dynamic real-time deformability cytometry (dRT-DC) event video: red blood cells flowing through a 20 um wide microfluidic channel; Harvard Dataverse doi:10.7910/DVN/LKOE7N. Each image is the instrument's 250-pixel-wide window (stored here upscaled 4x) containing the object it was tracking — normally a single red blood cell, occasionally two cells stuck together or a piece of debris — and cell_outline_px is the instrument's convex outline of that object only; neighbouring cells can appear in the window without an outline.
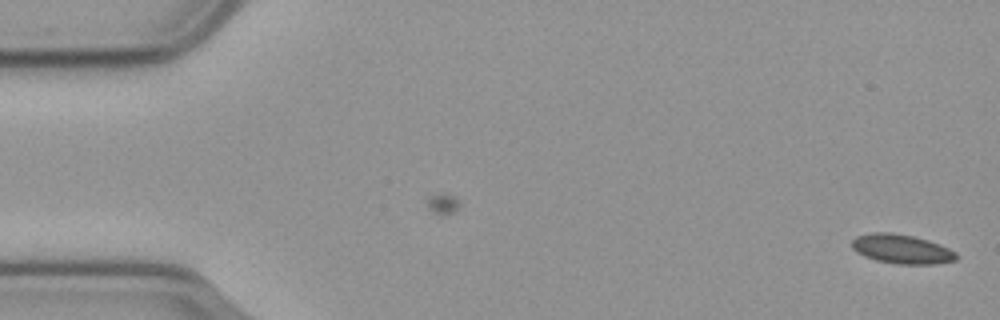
{"species": "common noctule bat (a hibernating species)", "species_latin": "Nyctalus noctula", "temperature_condition": "cold", "stored_images_in_passage": 57, "camera_frame_rate_fps": 3000, "um_per_image_px": 0.085, "animal": {"sex": "male", "body_mass_g": 23.1, "forearm_length_mm": 52.7}, "frame": {"image": 1, "passage_image": 1, "time_ms": 0.0, "image_size_px": [1000, 320], "cell_outline_px": [[956, 260], [936, 264], [896, 264], [876, 260], [864, 256], [856, 252], [852, 248], [852, 240], [856, 236], [872, 232], [892, 232], [912, 236], [928, 240], [940, 244], [956, 252]], "centroid_in_image_um": [76.62, 21.16], "position_along_channel_um": 8.4, "area_um2": 17.86}}
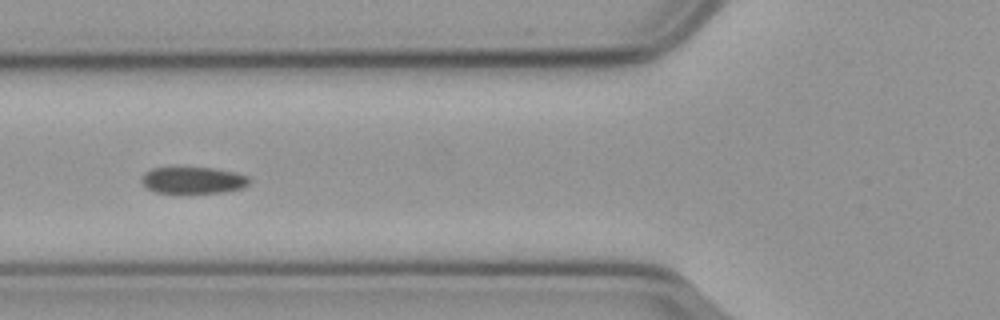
{"frame": {"image": 2, "passage_image": 21, "time_ms": 6.667, "image_size_px": [1000, 320], "cell_outline_px": [[252, 180], [244, 188], [224, 192], [180, 196], [156, 192], [148, 188], [140, 180], [144, 172], [152, 168], [212, 168], [236, 172], [248, 176]], "centroid_in_image_um": [16.42, 15.37], "position_along_channel_um": 109.4, "area_um2": 17.57}}
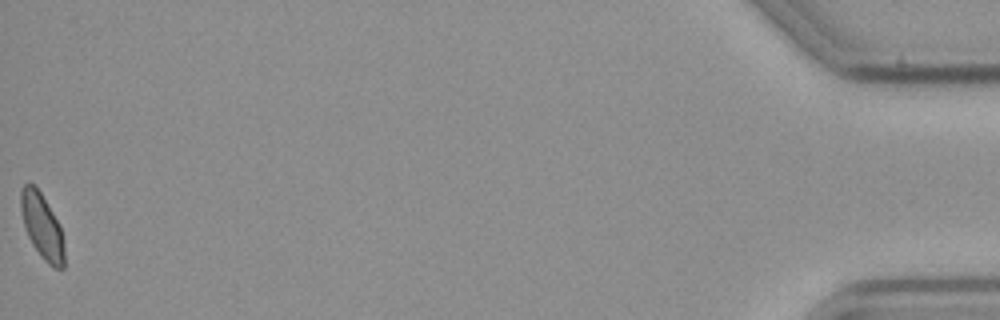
{"frame": {"image": 3, "passage_image": 57, "time_ms": 18.667, "image_size_px": [1000, 320], "cell_outline_px": [[64, 268], [52, 268], [40, 256], [32, 244], [24, 228], [20, 208], [20, 188], [28, 180], [40, 192], [60, 224], [64, 240]], "centroid_in_image_um": [3.56, 19.23], "position_along_channel_um": 431.6, "area_um2": 16.82}, "authors_computed_cell_mechanics": {"area_um2": 17.7446, "velocity_mm_per_s": 3.5851, "shape_relaxation_time_tau1_ms": 10.8511, "shape_relaxation_time_tau2_ms": 2.1304, "deformation_change_tau1": 0.1141, "deformation_change_tau2": 0.0606}}